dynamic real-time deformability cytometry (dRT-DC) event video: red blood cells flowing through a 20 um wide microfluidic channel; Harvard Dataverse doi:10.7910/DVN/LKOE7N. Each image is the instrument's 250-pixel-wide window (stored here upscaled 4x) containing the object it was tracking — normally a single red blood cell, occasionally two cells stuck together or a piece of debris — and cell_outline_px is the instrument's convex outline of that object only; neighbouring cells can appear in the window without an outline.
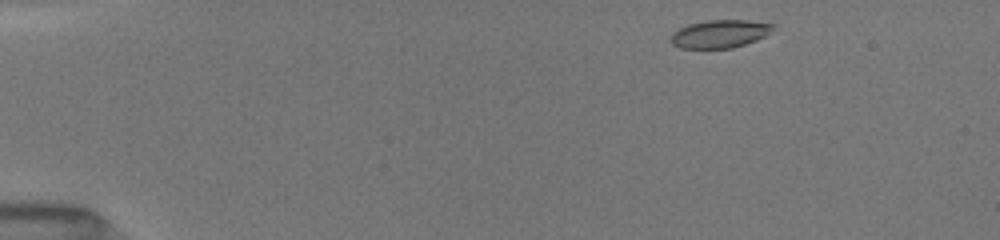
{"species": "common noctule bat (a hibernating species)", "species_latin": "Nyctalus noctula", "temperature_condition": "room temperature", "stored_images_in_passage": 42, "camera_frame_rate_fps": 3000, "um_per_image_px": 0.085, "animal": {"sex": "female", "body_mass_g": 19.5, "forearm_length_mm": 54.1}, "frame": {"image": 1, "passage_image": 1, "time_ms": 0.0, "image_size_px": [1000, 240], "cell_outline_px": [[776, 24], [764, 36], [756, 40], [732, 48], [680, 48], [672, 44], [672, 32], [688, 24], [708, 20], [748, 20]], "centroid_in_image_um": [61.17, 2.87], "position_along_channel_um": 23.8, "area_um2": 16.47}}
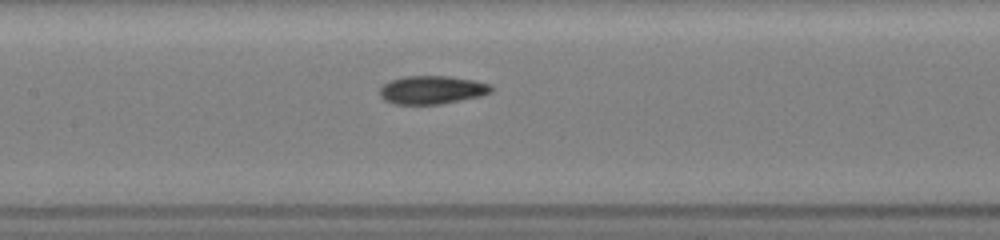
{"frame": {"image": 2, "passage_image": 26, "time_ms": 6.0, "image_size_px": [1000, 240], "cell_outline_px": [[496, 88], [492, 92], [480, 96], [440, 104], [392, 104], [384, 100], [380, 96], [380, 88], [384, 84], [392, 80], [404, 76], [452, 76], [476, 80], [488, 84]], "centroid_in_image_um": [36.74, 7.64], "position_along_channel_um": 170.7, "area_um2": 18.5}}
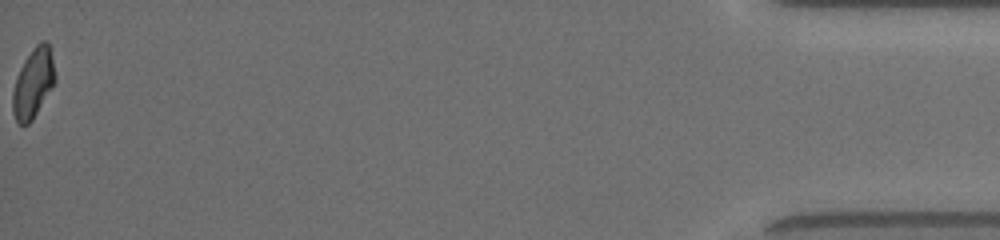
{"frame": {"image": 3, "passage_image": 42, "time_ms": 14.667, "image_size_px": [1000, 240], "cell_outline_px": [[56, 80], [52, 88], [32, 120], [28, 124], [20, 124], [16, 120], [12, 112], [12, 92], [16, 76], [24, 60], [32, 48], [40, 40], [44, 40], [48, 44], [56, 76]], "centroid_in_image_um": [2.81, 7.06], "position_along_channel_um": 432.4, "area_um2": 17.17}, "authors_computed_cell_mechanics": {"area_um2": 17.918, "velocity_mm_per_s": 4.0533, "shape_relaxation_time_tau1_ms": 4.3453, "shape_relaxation_time_tau2_ms": 2.8772, "deformation_change_tau1": 0.1495, "deformation_change_tau2": 0.0848}}